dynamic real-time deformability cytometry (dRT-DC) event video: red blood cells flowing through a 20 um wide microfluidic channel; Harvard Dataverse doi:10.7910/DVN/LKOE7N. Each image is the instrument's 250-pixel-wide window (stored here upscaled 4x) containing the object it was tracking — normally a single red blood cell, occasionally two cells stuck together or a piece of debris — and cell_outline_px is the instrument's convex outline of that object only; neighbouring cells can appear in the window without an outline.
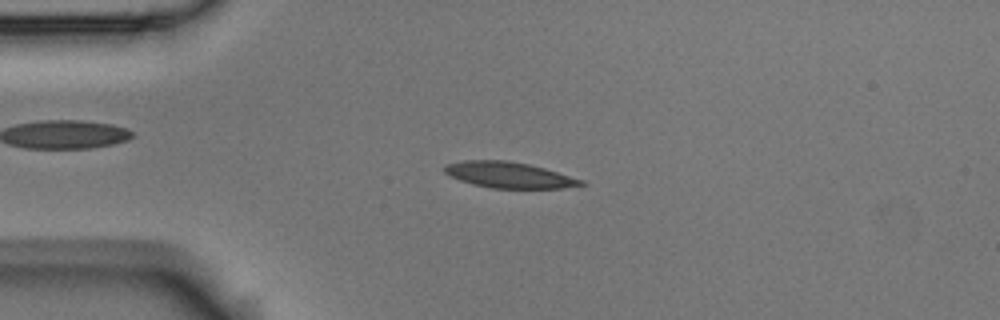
{"species": "Egyptian fruit bat (a non-hibernating species)", "species_latin": "Rousettus aegyptiacus", "temperature_condition": "room temperature", "stored_images_in_passage": 5, "camera_frame_rate_fps": 3000, "um_per_image_px": 0.085, "animal": {"sex": "male"}, "frame": {"image": 1, "passage_image": 2, "time_ms": 0.333, "image_size_px": [1000, 320], "cell_outline_px": [[588, 184], [560, 188], [492, 188], [472, 184], [460, 180], [444, 172], [444, 168], [448, 164], [464, 160], [508, 160], [528, 164], [544, 168], [584, 180]], "centroid_in_image_um": [43.29, 14.87], "position_along_channel_um": 41.7, "area_um2": 20.46}}
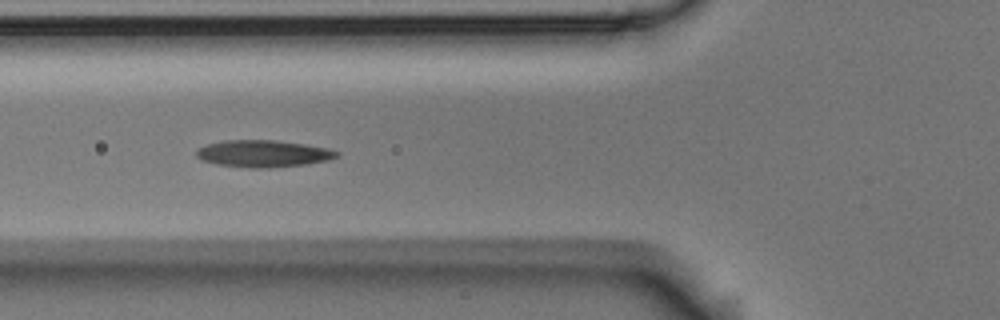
{"frame": {"image": 2, "passage_image": 4, "time_ms": 1.0, "image_size_px": [1000, 320], "cell_outline_px": [[340, 152], [336, 156], [328, 160], [304, 164], [268, 168], [248, 168], [216, 164], [200, 160], [196, 156], [196, 148], [208, 144], [224, 140], [276, 140], [304, 144], [328, 148]], "centroid_in_image_um": [22.32, 13.05], "position_along_channel_um": 103.5, "area_um2": 22.08}}
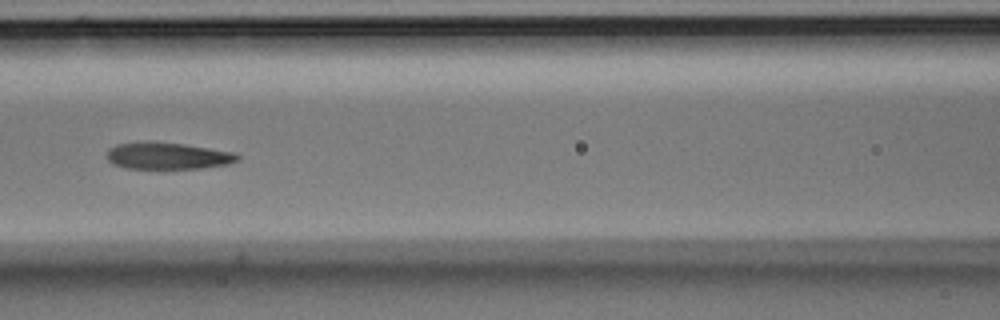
{"frame": {"image": 3, "passage_image": 5, "time_ms": 1.333, "image_size_px": [1000, 320], "cell_outline_px": [[240, 160], [228, 164], [204, 168], [124, 168], [112, 164], [108, 160], [108, 148], [116, 144], [184, 144], [236, 152], [240, 156]], "centroid_in_image_um": [14.34, 13.28], "position_along_channel_um": 152.3, "area_um2": 19.77}}